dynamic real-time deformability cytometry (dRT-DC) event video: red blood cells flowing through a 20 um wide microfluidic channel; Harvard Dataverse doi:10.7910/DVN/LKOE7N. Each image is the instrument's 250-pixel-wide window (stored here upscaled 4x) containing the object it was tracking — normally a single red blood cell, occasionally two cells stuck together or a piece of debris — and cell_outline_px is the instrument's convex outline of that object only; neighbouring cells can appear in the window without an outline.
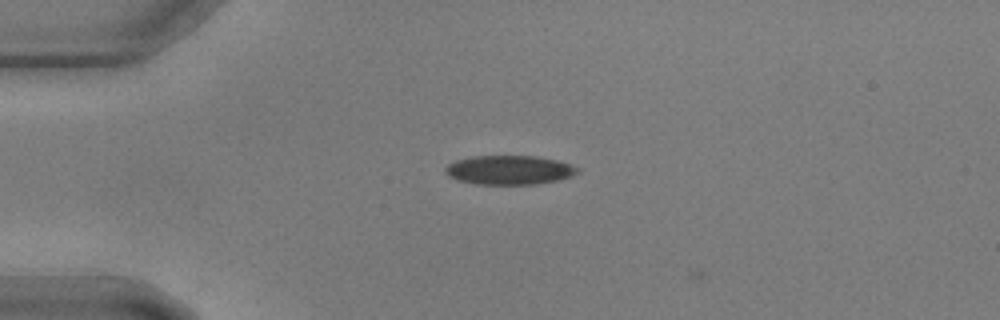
{"species": "common noctule bat (a hibernating species)", "species_latin": "Nyctalus noctula", "temperature_condition": "warm", "stored_images_in_passage": 6, "camera_frame_rate_fps": 3000, "um_per_image_px": 0.085, "animal": {"sex": "male", "body_mass_g": 17.9, "forearm_length_mm": 54.2}, "frame": {"image": 1, "passage_image": 5, "time_ms": 1.333, "image_size_px": [1000, 320], "cell_outline_px": [[580, 172], [572, 176], [560, 180], [536, 184], [476, 184], [456, 180], [448, 176], [444, 172], [444, 168], [448, 164], [456, 160], [472, 156], [536, 156], [556, 160], [580, 168]], "centroid_in_image_um": [43.28, 14.45], "position_along_channel_um": 41.7, "area_um2": 22.6}}